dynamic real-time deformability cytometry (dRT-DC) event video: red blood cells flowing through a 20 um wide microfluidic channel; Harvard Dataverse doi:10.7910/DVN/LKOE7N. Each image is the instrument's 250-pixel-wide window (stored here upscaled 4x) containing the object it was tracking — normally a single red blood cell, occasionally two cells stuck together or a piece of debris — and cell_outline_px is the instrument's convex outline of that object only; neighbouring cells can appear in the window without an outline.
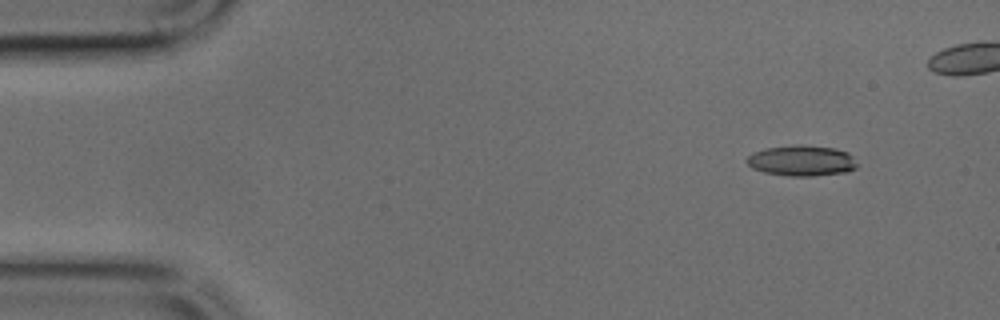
{"species": "common noctule bat (a hibernating species)", "species_latin": "Nyctalus noctula", "temperature_condition": "cold", "stored_images_in_passage": 39, "camera_frame_rate_fps": 3000, "um_per_image_px": 0.085, "animal": {"sex": "male", "body_mass_g": 17.9, "forearm_length_mm": 54.2}, "frame": {"image": 1, "passage_image": 1, "time_ms": 0.0, "image_size_px": [1000, 320], "cell_outline_px": [[860, 164], [856, 168], [848, 172], [812, 176], [788, 176], [764, 172], [752, 168], [744, 160], [752, 152], [764, 148], [796, 144], [800, 144], [836, 148], [848, 152]], "centroid_in_image_um": [68.16, 13.65], "position_along_channel_um": 16.8, "area_um2": 20.17}}
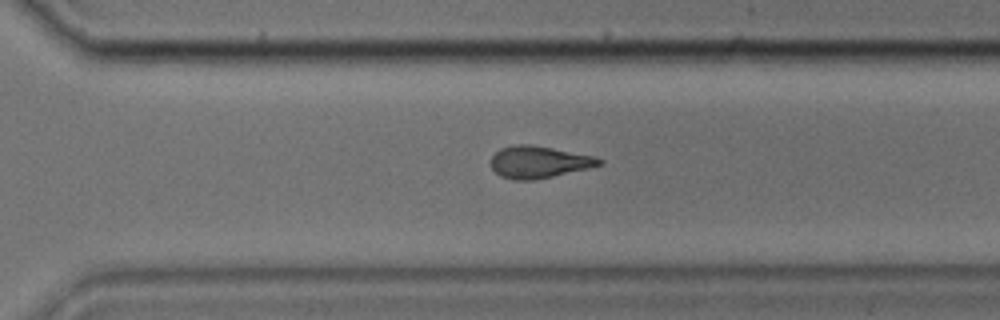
{"frame": {"image": 2, "passage_image": 30, "time_ms": 9.667, "image_size_px": [1000, 320], "cell_outline_px": [[604, 164], [588, 168], [552, 176], [532, 180], [516, 180], [500, 176], [492, 168], [492, 156], [500, 148], [516, 144], [528, 144], [552, 148], [592, 156], [604, 160]], "centroid_in_image_um": [45.79, 13.77], "position_along_channel_um": 324.8, "area_um2": 19.88}}
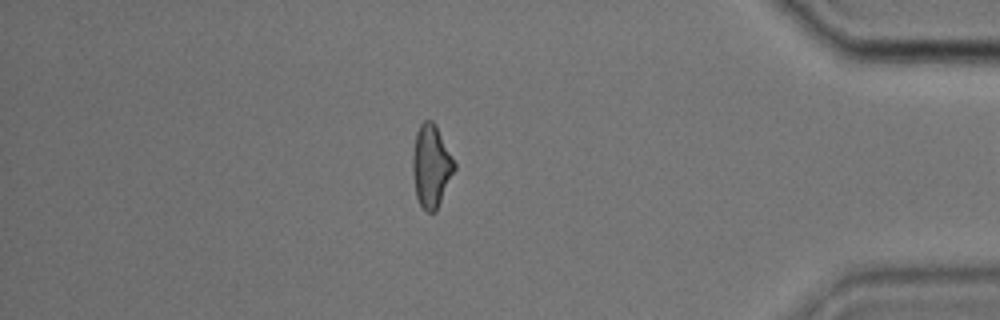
{"frame": {"image": 3, "passage_image": 38, "time_ms": 12.333, "image_size_px": [1000, 320], "cell_outline_px": [[456, 168], [436, 212], [424, 212], [416, 196], [412, 172], [412, 156], [416, 132], [420, 124], [424, 120], [432, 120], [436, 124], [456, 164]], "centroid_in_image_um": [36.65, 14.12], "position_along_channel_um": 398.6, "area_um2": 20.29}}